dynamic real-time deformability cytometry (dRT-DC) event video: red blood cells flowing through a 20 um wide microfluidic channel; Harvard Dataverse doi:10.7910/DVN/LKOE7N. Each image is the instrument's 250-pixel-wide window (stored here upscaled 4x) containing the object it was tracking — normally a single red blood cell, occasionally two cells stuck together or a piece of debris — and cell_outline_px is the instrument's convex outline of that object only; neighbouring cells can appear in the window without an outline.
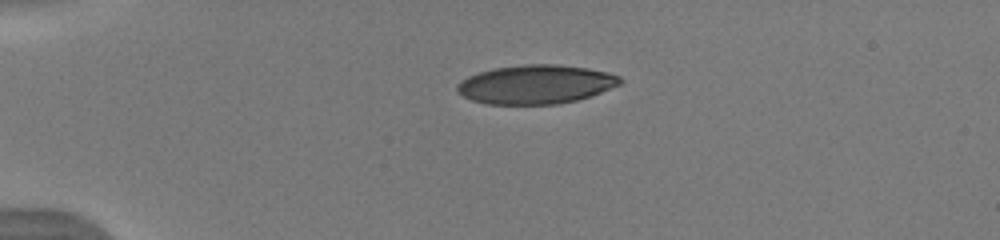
{"species": "human", "species_latin": "Homo sapiens", "temperature_condition": "warm", "stored_images_in_passage": 14, "camera_frame_rate_fps": 3000, "um_per_image_px": 0.085, "donor": {"sex": "male"}, "frame": {"image": 1, "passage_image": 1, "time_ms": 0.0, "image_size_px": [1000, 240], "cell_outline_px": [[624, 80], [620, 84], [592, 96], [560, 104], [484, 104], [472, 100], [456, 92], [456, 84], [460, 80], [468, 76], [492, 68], [524, 64], [560, 64], [588, 68], [608, 72], [620, 76]], "centroid_in_image_um": [45.54, 7.17], "position_along_channel_um": 39.5, "area_um2": 37.34}}
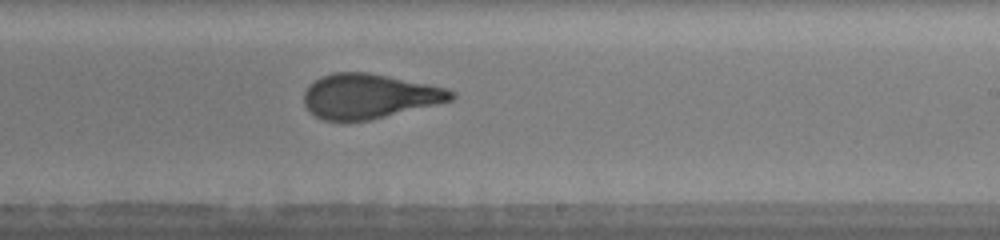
{"frame": {"image": 2, "passage_image": 14, "time_ms": 4.333, "image_size_px": [1000, 240], "cell_outline_px": [[456, 96], [452, 100], [368, 120], [324, 120], [316, 116], [304, 104], [304, 92], [308, 84], [320, 76], [332, 72], [368, 72], [448, 88], [456, 92]], "centroid_in_image_um": [31.36, 8.15], "position_along_channel_um": 257.6, "area_um2": 38.03}}